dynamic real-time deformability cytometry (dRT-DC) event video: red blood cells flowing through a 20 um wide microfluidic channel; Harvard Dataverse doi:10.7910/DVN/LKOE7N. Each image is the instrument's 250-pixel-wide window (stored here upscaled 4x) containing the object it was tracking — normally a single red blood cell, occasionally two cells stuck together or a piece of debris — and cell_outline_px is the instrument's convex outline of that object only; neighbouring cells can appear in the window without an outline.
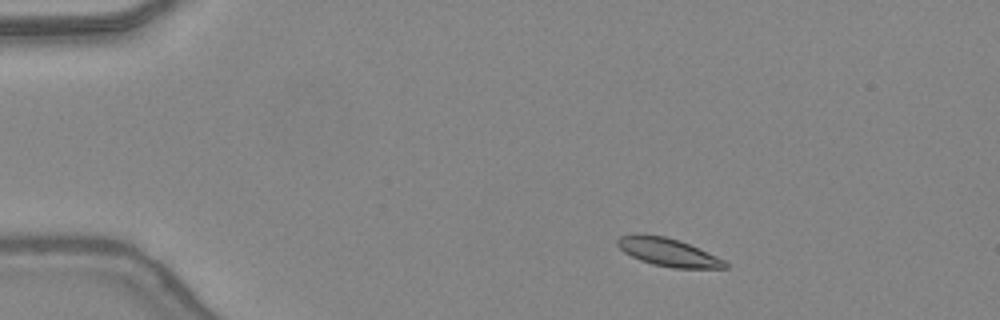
{"species": "common noctule bat (a hibernating species)", "species_latin": "Nyctalus noctula", "temperature_condition": "warm", "stored_images_in_passage": 44, "camera_frame_rate_fps": 3000, "um_per_image_px": 0.085, "animal": {"sex": "female", "body_mass_g": 24.6, "forearm_length_mm": 56.2}, "frame": {"image": 1, "passage_image": 5, "time_ms": 1.333, "image_size_px": [1000, 320], "cell_outline_px": [[728, 268], [672, 268], [652, 264], [640, 260], [624, 252], [616, 244], [616, 240], [620, 236], [664, 236], [680, 240], [716, 256], [724, 260], [728, 264]], "centroid_in_image_um": [56.83, 21.47], "position_along_channel_um": 28.2, "area_um2": 17.11}}
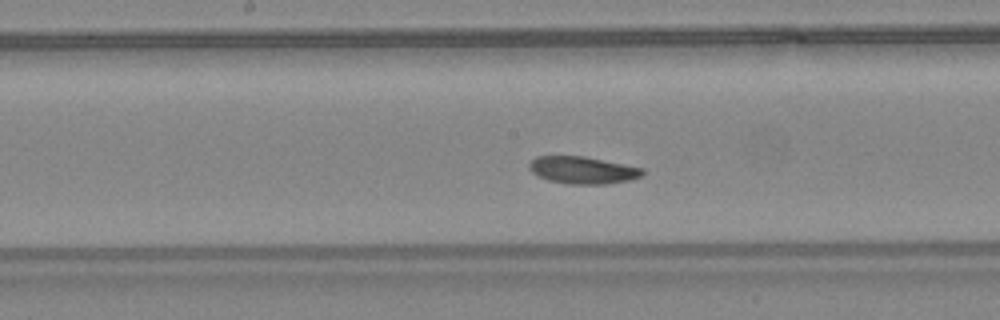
{"frame": {"image": 2, "passage_image": 22, "time_ms": 7.0, "image_size_px": [1000, 320], "cell_outline_px": [[644, 176], [628, 180], [604, 184], [568, 184], [548, 180], [532, 172], [528, 168], [528, 164], [536, 156], [584, 156], [644, 168]], "centroid_in_image_um": [49.54, 14.46], "position_along_channel_um": 198.7, "area_um2": 17.98}}
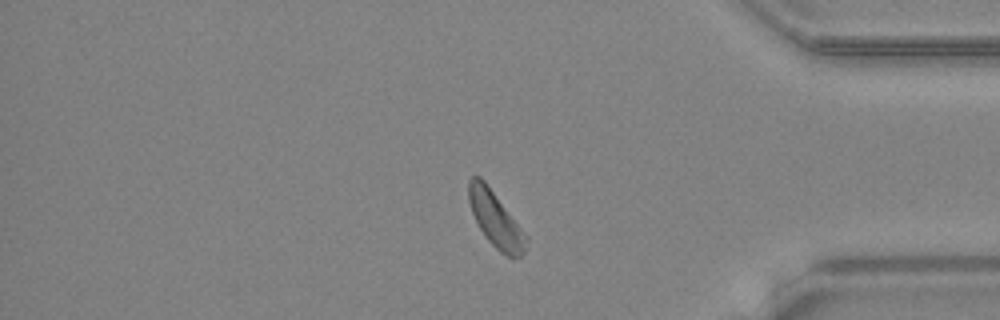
{"frame": {"image": 3, "passage_image": 37, "time_ms": 12.0, "image_size_px": [1000, 320], "cell_outline_px": [[528, 240], [524, 252], [520, 256], [508, 256], [500, 252], [488, 240], [480, 228], [472, 212], [468, 200], [468, 180], [472, 176], [480, 176], [484, 180], [528, 236]], "centroid_in_image_um": [42.12, 18.63], "position_along_channel_um": 393.1, "area_um2": 18.26}, "authors_computed_cell_mechanics": {"area_um2": 18.2648, "velocity_mm_per_s": 4.3566, "shape_relaxation_time_tau1_ms": 2.5002, "shape_relaxation_time_tau2_ms": 5.5906, "deformation_change_tau1": 0.0813, "deformation_change_tau2": 0.151}}